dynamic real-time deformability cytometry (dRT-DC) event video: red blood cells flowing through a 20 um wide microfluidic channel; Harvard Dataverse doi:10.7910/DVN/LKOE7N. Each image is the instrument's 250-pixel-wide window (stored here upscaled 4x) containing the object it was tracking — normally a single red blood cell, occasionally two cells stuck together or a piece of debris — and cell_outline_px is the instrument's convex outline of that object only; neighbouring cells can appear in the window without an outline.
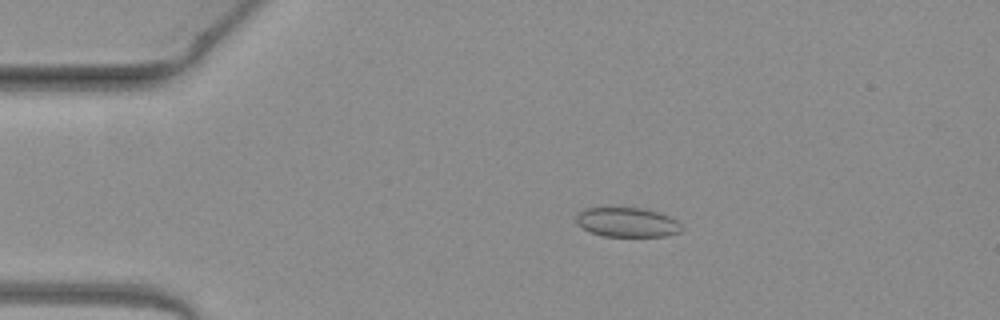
{"species": "common noctule bat (a hibernating species)", "species_latin": "Nyctalus noctula", "temperature_condition": "warm", "stored_images_in_passage": 50, "camera_frame_rate_fps": 3000, "um_per_image_px": 0.085, "animal": {"sex": "female", "body_mass_g": 19.3, "forearm_length_mm": 54.1}, "frame": {"image": 1, "passage_image": 10, "time_ms": 3.0, "image_size_px": [1000, 320], "cell_outline_px": [[680, 232], [664, 236], [604, 236], [592, 232], [576, 224], [576, 216], [584, 208], [604, 204], [608, 204], [644, 208], [668, 216], [676, 220], [680, 224]], "centroid_in_image_um": [53.22, 18.83], "position_along_channel_um": 31.8, "area_um2": 18.73}}
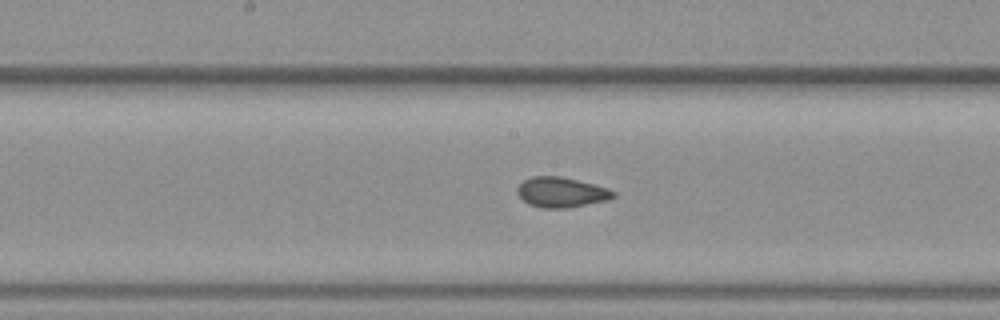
{"frame": {"image": 2, "passage_image": 26, "time_ms": 8.333, "image_size_px": [1000, 320], "cell_outline_px": [[616, 196], [608, 200], [564, 208], [540, 208], [528, 204], [516, 192], [516, 188], [524, 180], [532, 176], [560, 176], [608, 188], [616, 192]], "centroid_in_image_um": [47.7, 16.34], "position_along_channel_um": 200.5, "area_um2": 16.76}}
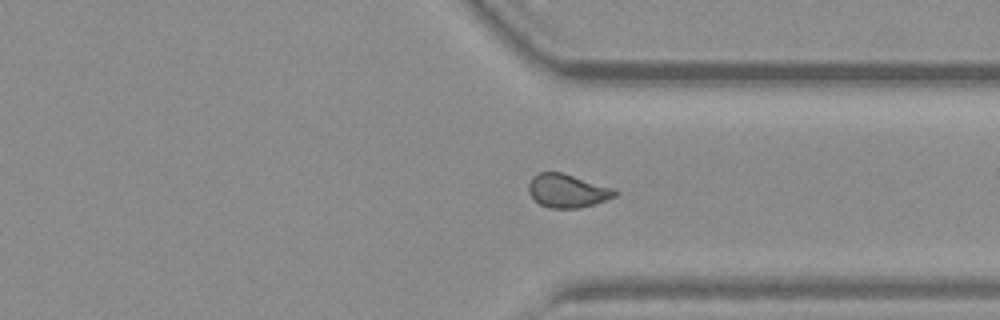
{"frame": {"image": 3, "passage_image": 38, "time_ms": 12.333, "image_size_px": [1000, 320], "cell_outline_px": [[620, 192], [616, 196], [580, 208], [552, 208], [540, 204], [528, 192], [528, 184], [532, 176], [540, 172], [564, 172], [616, 188]], "centroid_in_image_um": [48.26, 16.19], "position_along_channel_um": 363.1, "area_um2": 17.05}, "authors_computed_cell_mechanics": {"area_um2": 17.0221, "velocity_mm_per_s": 4.0661, "shape_relaxation_time_tau1_ms": null, "shape_relaxation_time_tau2_ms": 1.4175, "deformation_change_tau1": null, "deformation_change_tau2": 0.0541}}